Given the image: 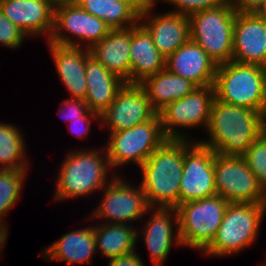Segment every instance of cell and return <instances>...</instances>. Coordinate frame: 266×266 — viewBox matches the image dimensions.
I'll return each mask as SVG.
<instances>
[{
	"mask_svg": "<svg viewBox=\"0 0 266 266\" xmlns=\"http://www.w3.org/2000/svg\"><path fill=\"white\" fill-rule=\"evenodd\" d=\"M265 130L259 111L215 98L206 128L210 137L199 142L224 156H242Z\"/></svg>",
	"mask_w": 266,
	"mask_h": 266,
	"instance_id": "cell-1",
	"label": "cell"
},
{
	"mask_svg": "<svg viewBox=\"0 0 266 266\" xmlns=\"http://www.w3.org/2000/svg\"><path fill=\"white\" fill-rule=\"evenodd\" d=\"M184 165V139H167L139 167L149 207H177Z\"/></svg>",
	"mask_w": 266,
	"mask_h": 266,
	"instance_id": "cell-2",
	"label": "cell"
},
{
	"mask_svg": "<svg viewBox=\"0 0 266 266\" xmlns=\"http://www.w3.org/2000/svg\"><path fill=\"white\" fill-rule=\"evenodd\" d=\"M69 152L58 172L56 200L88 196L104 189L109 183L108 169L111 168L105 148ZM102 149V150H101ZM107 183V184H106ZM99 189V190H98Z\"/></svg>",
	"mask_w": 266,
	"mask_h": 266,
	"instance_id": "cell-3",
	"label": "cell"
},
{
	"mask_svg": "<svg viewBox=\"0 0 266 266\" xmlns=\"http://www.w3.org/2000/svg\"><path fill=\"white\" fill-rule=\"evenodd\" d=\"M266 213V203H229L212 243L205 255L224 257L248 248L258 238Z\"/></svg>",
	"mask_w": 266,
	"mask_h": 266,
	"instance_id": "cell-4",
	"label": "cell"
},
{
	"mask_svg": "<svg viewBox=\"0 0 266 266\" xmlns=\"http://www.w3.org/2000/svg\"><path fill=\"white\" fill-rule=\"evenodd\" d=\"M237 11L230 2L189 15L190 40L218 65L232 61L234 20Z\"/></svg>",
	"mask_w": 266,
	"mask_h": 266,
	"instance_id": "cell-5",
	"label": "cell"
},
{
	"mask_svg": "<svg viewBox=\"0 0 266 266\" xmlns=\"http://www.w3.org/2000/svg\"><path fill=\"white\" fill-rule=\"evenodd\" d=\"M266 68L234 61L217 66L215 98L224 103L259 111L263 102Z\"/></svg>",
	"mask_w": 266,
	"mask_h": 266,
	"instance_id": "cell-6",
	"label": "cell"
},
{
	"mask_svg": "<svg viewBox=\"0 0 266 266\" xmlns=\"http://www.w3.org/2000/svg\"><path fill=\"white\" fill-rule=\"evenodd\" d=\"M228 204L217 194L179 204L176 208L181 244L203 252L215 238Z\"/></svg>",
	"mask_w": 266,
	"mask_h": 266,
	"instance_id": "cell-7",
	"label": "cell"
},
{
	"mask_svg": "<svg viewBox=\"0 0 266 266\" xmlns=\"http://www.w3.org/2000/svg\"><path fill=\"white\" fill-rule=\"evenodd\" d=\"M109 139L104 148L113 169L130 162L140 167L168 138L162 131L160 116L157 114L146 123L110 132Z\"/></svg>",
	"mask_w": 266,
	"mask_h": 266,
	"instance_id": "cell-8",
	"label": "cell"
},
{
	"mask_svg": "<svg viewBox=\"0 0 266 266\" xmlns=\"http://www.w3.org/2000/svg\"><path fill=\"white\" fill-rule=\"evenodd\" d=\"M217 195L229 203H266V191L242 156L214 154Z\"/></svg>",
	"mask_w": 266,
	"mask_h": 266,
	"instance_id": "cell-9",
	"label": "cell"
},
{
	"mask_svg": "<svg viewBox=\"0 0 266 266\" xmlns=\"http://www.w3.org/2000/svg\"><path fill=\"white\" fill-rule=\"evenodd\" d=\"M214 99V86L209 85L196 87L182 99L169 103L158 113L164 135L168 139H188L189 136L178 129L187 127V130L198 125H202V127L204 125L206 129Z\"/></svg>",
	"mask_w": 266,
	"mask_h": 266,
	"instance_id": "cell-10",
	"label": "cell"
},
{
	"mask_svg": "<svg viewBox=\"0 0 266 266\" xmlns=\"http://www.w3.org/2000/svg\"><path fill=\"white\" fill-rule=\"evenodd\" d=\"M184 139V165L179 189V204L217 194L214 154L199 141ZM192 142V143H191Z\"/></svg>",
	"mask_w": 266,
	"mask_h": 266,
	"instance_id": "cell-11",
	"label": "cell"
},
{
	"mask_svg": "<svg viewBox=\"0 0 266 266\" xmlns=\"http://www.w3.org/2000/svg\"><path fill=\"white\" fill-rule=\"evenodd\" d=\"M111 29L103 20L89 14L78 4H64L54 7V28L48 42L63 46L82 47L84 42L90 49L103 39ZM64 31L72 34L75 39L62 34ZM80 44V45H79Z\"/></svg>",
	"mask_w": 266,
	"mask_h": 266,
	"instance_id": "cell-12",
	"label": "cell"
},
{
	"mask_svg": "<svg viewBox=\"0 0 266 266\" xmlns=\"http://www.w3.org/2000/svg\"><path fill=\"white\" fill-rule=\"evenodd\" d=\"M109 181L102 190L104 195L100 205L90 217L107 219L105 223L129 224L131 221L141 219L151 209L146 202L141 185L139 187L129 185L125 182L126 180L117 175L111 177ZM108 219H110L109 222Z\"/></svg>",
	"mask_w": 266,
	"mask_h": 266,
	"instance_id": "cell-13",
	"label": "cell"
},
{
	"mask_svg": "<svg viewBox=\"0 0 266 266\" xmlns=\"http://www.w3.org/2000/svg\"><path fill=\"white\" fill-rule=\"evenodd\" d=\"M158 113L153 109L140 84L125 83L113 102L100 114L101 126L116 132L132 128L153 119Z\"/></svg>",
	"mask_w": 266,
	"mask_h": 266,
	"instance_id": "cell-14",
	"label": "cell"
},
{
	"mask_svg": "<svg viewBox=\"0 0 266 266\" xmlns=\"http://www.w3.org/2000/svg\"><path fill=\"white\" fill-rule=\"evenodd\" d=\"M232 61L266 68V21L256 12L236 13Z\"/></svg>",
	"mask_w": 266,
	"mask_h": 266,
	"instance_id": "cell-15",
	"label": "cell"
},
{
	"mask_svg": "<svg viewBox=\"0 0 266 266\" xmlns=\"http://www.w3.org/2000/svg\"><path fill=\"white\" fill-rule=\"evenodd\" d=\"M154 5L155 3H143L140 11V22L151 33L155 46L167 59L190 39L189 17L168 11L153 15L152 8Z\"/></svg>",
	"mask_w": 266,
	"mask_h": 266,
	"instance_id": "cell-16",
	"label": "cell"
},
{
	"mask_svg": "<svg viewBox=\"0 0 266 266\" xmlns=\"http://www.w3.org/2000/svg\"><path fill=\"white\" fill-rule=\"evenodd\" d=\"M0 11L26 36L46 35L54 28V6L47 0H0Z\"/></svg>",
	"mask_w": 266,
	"mask_h": 266,
	"instance_id": "cell-17",
	"label": "cell"
},
{
	"mask_svg": "<svg viewBox=\"0 0 266 266\" xmlns=\"http://www.w3.org/2000/svg\"><path fill=\"white\" fill-rule=\"evenodd\" d=\"M151 207L154 210L143 230V241L149 250L154 266H162L174 243L181 245L178 211L175 207ZM173 216V218H171ZM174 219V221H173ZM173 225H176L174 230ZM175 232V233H174Z\"/></svg>",
	"mask_w": 266,
	"mask_h": 266,
	"instance_id": "cell-18",
	"label": "cell"
},
{
	"mask_svg": "<svg viewBox=\"0 0 266 266\" xmlns=\"http://www.w3.org/2000/svg\"><path fill=\"white\" fill-rule=\"evenodd\" d=\"M166 68L197 87L214 85L217 64L195 42L188 40L166 59Z\"/></svg>",
	"mask_w": 266,
	"mask_h": 266,
	"instance_id": "cell-19",
	"label": "cell"
},
{
	"mask_svg": "<svg viewBox=\"0 0 266 266\" xmlns=\"http://www.w3.org/2000/svg\"><path fill=\"white\" fill-rule=\"evenodd\" d=\"M50 54L71 98L85 100L87 92L86 61L91 56L85 46H63L48 42Z\"/></svg>",
	"mask_w": 266,
	"mask_h": 266,
	"instance_id": "cell-20",
	"label": "cell"
},
{
	"mask_svg": "<svg viewBox=\"0 0 266 266\" xmlns=\"http://www.w3.org/2000/svg\"><path fill=\"white\" fill-rule=\"evenodd\" d=\"M165 68L166 58L155 46L151 33L139 21L131 27L130 84H140Z\"/></svg>",
	"mask_w": 266,
	"mask_h": 266,
	"instance_id": "cell-21",
	"label": "cell"
},
{
	"mask_svg": "<svg viewBox=\"0 0 266 266\" xmlns=\"http://www.w3.org/2000/svg\"><path fill=\"white\" fill-rule=\"evenodd\" d=\"M131 27L110 30L108 34L90 49L91 57L108 71L130 83Z\"/></svg>",
	"mask_w": 266,
	"mask_h": 266,
	"instance_id": "cell-22",
	"label": "cell"
},
{
	"mask_svg": "<svg viewBox=\"0 0 266 266\" xmlns=\"http://www.w3.org/2000/svg\"><path fill=\"white\" fill-rule=\"evenodd\" d=\"M85 75L87 92L84 101L90 111L101 114L126 82L91 56L86 61Z\"/></svg>",
	"mask_w": 266,
	"mask_h": 266,
	"instance_id": "cell-23",
	"label": "cell"
},
{
	"mask_svg": "<svg viewBox=\"0 0 266 266\" xmlns=\"http://www.w3.org/2000/svg\"><path fill=\"white\" fill-rule=\"evenodd\" d=\"M42 255L50 260L65 261L68 265L74 263L90 264L96 251L94 226L73 230L61 236L43 250Z\"/></svg>",
	"mask_w": 266,
	"mask_h": 266,
	"instance_id": "cell-24",
	"label": "cell"
},
{
	"mask_svg": "<svg viewBox=\"0 0 266 266\" xmlns=\"http://www.w3.org/2000/svg\"><path fill=\"white\" fill-rule=\"evenodd\" d=\"M142 0H80L77 4L111 29H127L140 21Z\"/></svg>",
	"mask_w": 266,
	"mask_h": 266,
	"instance_id": "cell-25",
	"label": "cell"
},
{
	"mask_svg": "<svg viewBox=\"0 0 266 266\" xmlns=\"http://www.w3.org/2000/svg\"><path fill=\"white\" fill-rule=\"evenodd\" d=\"M140 85L157 113L169 103L190 94L197 87L190 80L170 72L167 68L146 78Z\"/></svg>",
	"mask_w": 266,
	"mask_h": 266,
	"instance_id": "cell-26",
	"label": "cell"
},
{
	"mask_svg": "<svg viewBox=\"0 0 266 266\" xmlns=\"http://www.w3.org/2000/svg\"><path fill=\"white\" fill-rule=\"evenodd\" d=\"M98 225L94 226L96 249L100 250L103 256L111 260L136 250L141 232L133 225L105 222Z\"/></svg>",
	"mask_w": 266,
	"mask_h": 266,
	"instance_id": "cell-27",
	"label": "cell"
},
{
	"mask_svg": "<svg viewBox=\"0 0 266 266\" xmlns=\"http://www.w3.org/2000/svg\"><path fill=\"white\" fill-rule=\"evenodd\" d=\"M24 135L15 125L0 122V169L27 170ZM27 161V164H26Z\"/></svg>",
	"mask_w": 266,
	"mask_h": 266,
	"instance_id": "cell-28",
	"label": "cell"
},
{
	"mask_svg": "<svg viewBox=\"0 0 266 266\" xmlns=\"http://www.w3.org/2000/svg\"><path fill=\"white\" fill-rule=\"evenodd\" d=\"M26 170H1L0 169V220L3 219L5 214L9 212L16 201H18L21 190H23V182ZM26 173V174H25ZM23 184V185H22Z\"/></svg>",
	"mask_w": 266,
	"mask_h": 266,
	"instance_id": "cell-29",
	"label": "cell"
},
{
	"mask_svg": "<svg viewBox=\"0 0 266 266\" xmlns=\"http://www.w3.org/2000/svg\"><path fill=\"white\" fill-rule=\"evenodd\" d=\"M242 157L266 191V130L249 146Z\"/></svg>",
	"mask_w": 266,
	"mask_h": 266,
	"instance_id": "cell-30",
	"label": "cell"
},
{
	"mask_svg": "<svg viewBox=\"0 0 266 266\" xmlns=\"http://www.w3.org/2000/svg\"><path fill=\"white\" fill-rule=\"evenodd\" d=\"M26 35L0 11V44L10 48L22 45Z\"/></svg>",
	"mask_w": 266,
	"mask_h": 266,
	"instance_id": "cell-31",
	"label": "cell"
},
{
	"mask_svg": "<svg viewBox=\"0 0 266 266\" xmlns=\"http://www.w3.org/2000/svg\"><path fill=\"white\" fill-rule=\"evenodd\" d=\"M166 3H170L171 5H175L174 7L177 9H173L172 11H168L171 13L191 15L195 12L211 9L221 5L223 0H163Z\"/></svg>",
	"mask_w": 266,
	"mask_h": 266,
	"instance_id": "cell-32",
	"label": "cell"
},
{
	"mask_svg": "<svg viewBox=\"0 0 266 266\" xmlns=\"http://www.w3.org/2000/svg\"><path fill=\"white\" fill-rule=\"evenodd\" d=\"M64 104H61L60 114H63L66 122H71L74 120H79L80 117H83L88 111L89 108L84 100L70 98L63 101Z\"/></svg>",
	"mask_w": 266,
	"mask_h": 266,
	"instance_id": "cell-33",
	"label": "cell"
},
{
	"mask_svg": "<svg viewBox=\"0 0 266 266\" xmlns=\"http://www.w3.org/2000/svg\"><path fill=\"white\" fill-rule=\"evenodd\" d=\"M98 119L100 120V114L93 112V111H88L83 117H80L79 120H74L69 122V129L72 133H75V135H77V137H84L88 134V132H90V123L93 120Z\"/></svg>",
	"mask_w": 266,
	"mask_h": 266,
	"instance_id": "cell-34",
	"label": "cell"
},
{
	"mask_svg": "<svg viewBox=\"0 0 266 266\" xmlns=\"http://www.w3.org/2000/svg\"><path fill=\"white\" fill-rule=\"evenodd\" d=\"M265 0H231L230 3L237 12L254 13L259 10Z\"/></svg>",
	"mask_w": 266,
	"mask_h": 266,
	"instance_id": "cell-35",
	"label": "cell"
},
{
	"mask_svg": "<svg viewBox=\"0 0 266 266\" xmlns=\"http://www.w3.org/2000/svg\"><path fill=\"white\" fill-rule=\"evenodd\" d=\"M136 251L109 260L108 266H145Z\"/></svg>",
	"mask_w": 266,
	"mask_h": 266,
	"instance_id": "cell-36",
	"label": "cell"
},
{
	"mask_svg": "<svg viewBox=\"0 0 266 266\" xmlns=\"http://www.w3.org/2000/svg\"><path fill=\"white\" fill-rule=\"evenodd\" d=\"M4 223H5L4 220L3 221L0 220V250L4 247V244L6 243L8 237L7 234H9V232H7L8 227H6L7 225L6 223L5 224Z\"/></svg>",
	"mask_w": 266,
	"mask_h": 266,
	"instance_id": "cell-37",
	"label": "cell"
},
{
	"mask_svg": "<svg viewBox=\"0 0 266 266\" xmlns=\"http://www.w3.org/2000/svg\"><path fill=\"white\" fill-rule=\"evenodd\" d=\"M263 123L266 125V79L264 83L263 102L259 110Z\"/></svg>",
	"mask_w": 266,
	"mask_h": 266,
	"instance_id": "cell-38",
	"label": "cell"
},
{
	"mask_svg": "<svg viewBox=\"0 0 266 266\" xmlns=\"http://www.w3.org/2000/svg\"><path fill=\"white\" fill-rule=\"evenodd\" d=\"M256 13L263 19H266V0Z\"/></svg>",
	"mask_w": 266,
	"mask_h": 266,
	"instance_id": "cell-39",
	"label": "cell"
},
{
	"mask_svg": "<svg viewBox=\"0 0 266 266\" xmlns=\"http://www.w3.org/2000/svg\"><path fill=\"white\" fill-rule=\"evenodd\" d=\"M47 1L54 7L66 4V0H47Z\"/></svg>",
	"mask_w": 266,
	"mask_h": 266,
	"instance_id": "cell-40",
	"label": "cell"
},
{
	"mask_svg": "<svg viewBox=\"0 0 266 266\" xmlns=\"http://www.w3.org/2000/svg\"><path fill=\"white\" fill-rule=\"evenodd\" d=\"M80 0H66V4H77Z\"/></svg>",
	"mask_w": 266,
	"mask_h": 266,
	"instance_id": "cell-41",
	"label": "cell"
},
{
	"mask_svg": "<svg viewBox=\"0 0 266 266\" xmlns=\"http://www.w3.org/2000/svg\"><path fill=\"white\" fill-rule=\"evenodd\" d=\"M157 1H159V0H157ZM157 1L156 0H148V3H157Z\"/></svg>",
	"mask_w": 266,
	"mask_h": 266,
	"instance_id": "cell-42",
	"label": "cell"
}]
</instances>
